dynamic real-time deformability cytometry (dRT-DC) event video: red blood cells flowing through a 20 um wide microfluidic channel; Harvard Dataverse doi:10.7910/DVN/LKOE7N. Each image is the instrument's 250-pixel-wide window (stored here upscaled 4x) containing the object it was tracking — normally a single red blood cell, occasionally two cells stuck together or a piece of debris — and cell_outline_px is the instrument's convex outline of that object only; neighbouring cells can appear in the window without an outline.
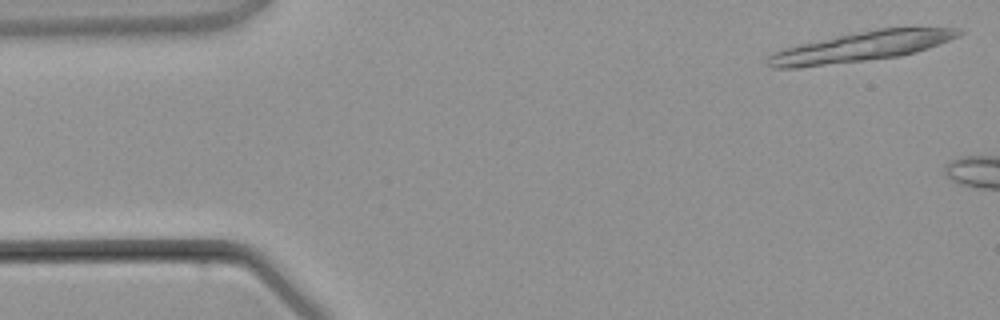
{"species": "common noctule bat (a hibernating species)", "species_latin": "Nyctalus noctula", "temperature_condition": "warm", "stored_images_in_passage": 3, "camera_frame_rate_fps": 3000, "um_per_image_px": 0.085, "animal": {"sex": "male", "body_mass_g": 21.5, "forearm_length_mm": 52.0}, "frame": {"image": 1, "passage_image": 1, "time_ms": 0.0, "image_size_px": [1000, 320], "cell_outline_px": [[964, 32], [960, 36], [928, 48], [916, 52], [900, 56], [796, 68], [772, 68], [764, 64], [764, 60], [772, 52], [784, 48], [800, 44], [836, 36], [880, 28], [960, 28]], "centroid_in_image_um": [73.15, 3.98], "position_along_channel_um": 11.8, "area_um2": 32.95}}